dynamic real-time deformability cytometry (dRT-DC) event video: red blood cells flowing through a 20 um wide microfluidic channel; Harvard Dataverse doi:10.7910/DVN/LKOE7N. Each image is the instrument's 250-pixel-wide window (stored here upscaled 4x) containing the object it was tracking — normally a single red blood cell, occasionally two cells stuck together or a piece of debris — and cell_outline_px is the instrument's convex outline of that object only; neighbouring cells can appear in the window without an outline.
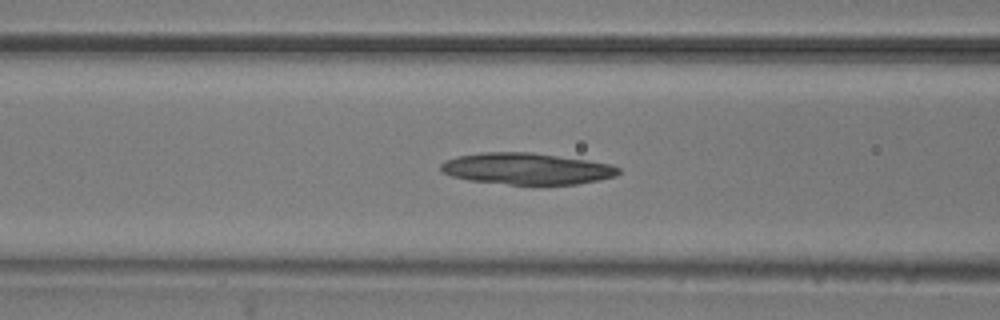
{"species": "common noctule bat (a hibernating species)", "species_latin": "Nyctalus noctula", "temperature_condition": "room temperature", "stored_images_in_passage": 48, "camera_frame_rate_fps": 3000, "um_per_image_px": 0.085, "animal": {"sex": "male", "body_mass_g": 20.5, "forearm_length_mm": 52.5}, "frame": {"image": 1, "passage_image": 21, "time_ms": 6.667, "image_size_px": [1000, 320], "cell_outline_px": [[620, 172], [616, 176], [600, 180], [576, 184], [532, 188], [468, 180], [452, 176], [440, 172], [440, 164], [444, 160], [456, 156], [484, 152], [532, 152], [588, 160], [612, 164], [620, 168]], "centroid_in_image_um": [44.77, 14.38], "position_along_channel_um": 121.8, "area_um2": 33.99}}
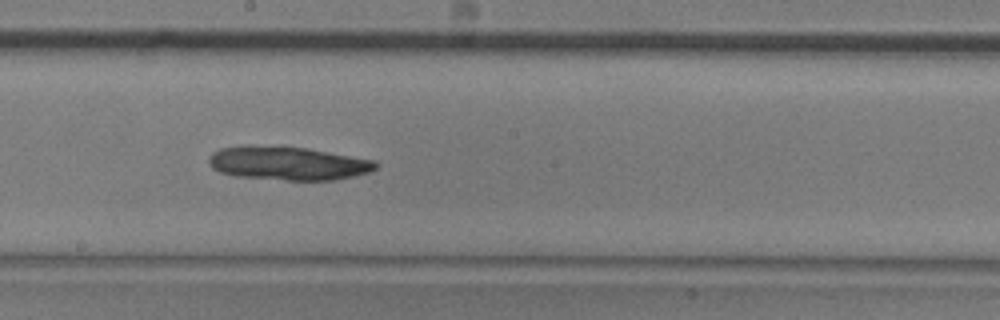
{"frame": {"image": 2, "passage_image": 29, "time_ms": 9.333, "image_size_px": [1000, 320], "cell_outline_px": [[380, 164], [376, 168], [368, 172], [352, 176], [332, 180], [284, 180], [236, 176], [220, 172], [212, 168], [208, 160], [212, 152], [220, 148], [248, 144], [308, 148], [376, 160]], "centroid_in_image_um": [24.46, 13.86], "position_along_channel_um": 223.7, "area_um2": 32.95}}
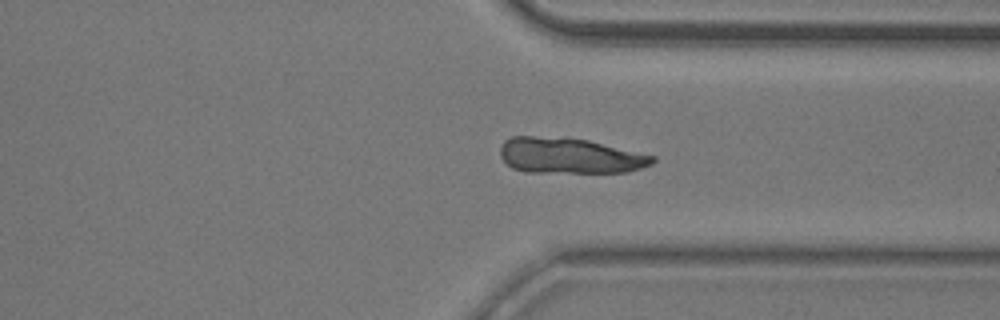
{"frame": {"image": 3, "passage_image": 40, "time_ms": 13.0, "image_size_px": [1000, 320], "cell_outline_px": [[656, 160], [652, 164], [628, 172], [524, 172], [512, 168], [500, 156], [500, 148], [504, 140], [512, 136], [564, 136], [588, 140], [656, 156]], "centroid_in_image_um": [48.41, 13.22], "position_along_channel_um": 363.0, "area_um2": 31.96}}